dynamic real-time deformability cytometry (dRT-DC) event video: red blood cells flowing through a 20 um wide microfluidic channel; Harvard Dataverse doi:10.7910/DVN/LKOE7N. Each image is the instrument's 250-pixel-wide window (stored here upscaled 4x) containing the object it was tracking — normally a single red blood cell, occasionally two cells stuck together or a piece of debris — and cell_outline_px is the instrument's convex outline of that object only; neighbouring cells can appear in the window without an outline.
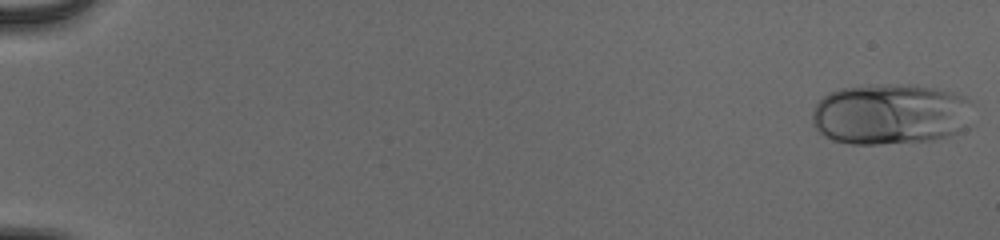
{"species": "human", "species_latin": "Homo sapiens", "temperature_condition": "cold", "stored_images_in_passage": 54, "camera_frame_rate_fps": 3000, "um_per_image_px": 0.085, "donor": {"sex": "male"}, "frame": {"image": 1, "passage_image": 1, "time_ms": 0.0, "image_size_px": [1000, 240], "cell_outline_px": [[968, 100], [956, 132], [948, 136], [932, 140], [880, 144], [852, 144], [832, 140], [824, 136], [812, 124], [812, 112], [816, 104], [828, 92], [840, 88], [880, 84], [912, 84], [936, 88], [952, 92], [964, 96]], "centroid_in_image_um": [75.5, 9.68], "position_along_channel_um": 9.5, "area_um2": 56.01}}
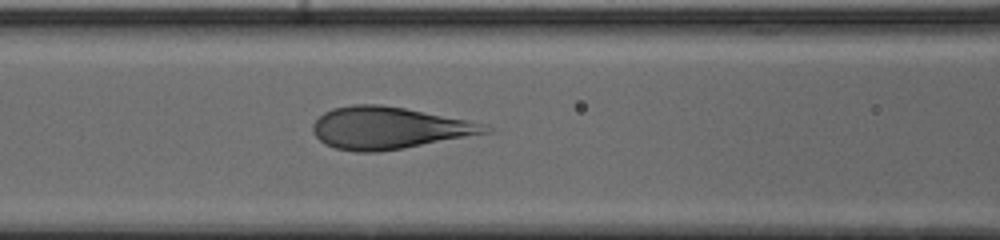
{"frame": {"image": 2, "passage_image": 25, "time_ms": 8.0, "image_size_px": [1000, 240], "cell_outline_px": [[492, 132], [404, 148], [380, 152], [356, 152], [336, 148], [324, 144], [312, 132], [312, 124], [324, 112], [332, 108], [352, 104], [380, 104], [404, 108], [484, 124], [492, 128]], "centroid_in_image_um": [33.0, 10.88], "position_along_channel_um": 133.6, "area_um2": 42.02}}
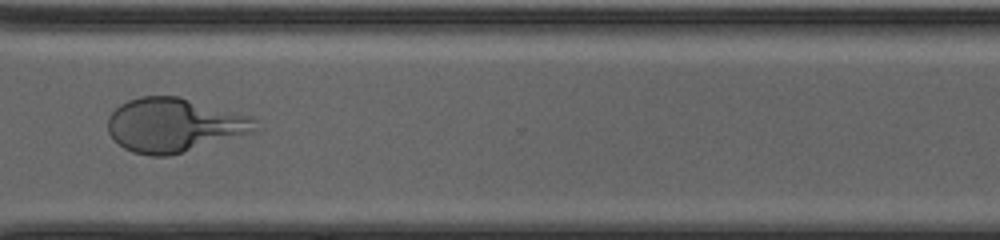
{"frame": {"image": 3, "passage_image": 42, "time_ms": 13.667, "image_size_px": [1000, 240], "cell_outline_px": [[260, 128], [256, 132], [168, 156], [152, 156], [132, 152], [124, 148], [108, 132], [108, 116], [120, 104], [128, 100], [140, 96], [180, 96], [252, 116], [256, 120]], "centroid_in_image_um": [14.84, 10.62], "position_along_channel_um": 355.8, "area_um2": 46.64}}